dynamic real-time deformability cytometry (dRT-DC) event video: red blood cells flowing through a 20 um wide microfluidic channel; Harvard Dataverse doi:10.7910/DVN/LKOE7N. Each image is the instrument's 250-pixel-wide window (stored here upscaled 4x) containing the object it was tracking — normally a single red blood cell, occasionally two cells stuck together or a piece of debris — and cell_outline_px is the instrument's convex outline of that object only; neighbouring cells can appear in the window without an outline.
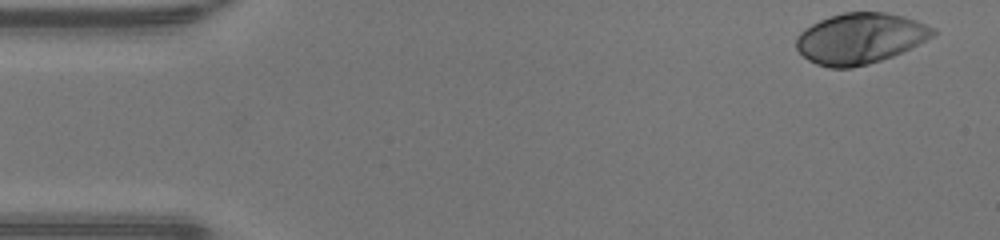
{"species": "human", "species_latin": "Homo sapiens", "temperature_condition": "warm", "stored_images_in_passage": 46, "camera_frame_rate_fps": 3000, "um_per_image_px": 0.085, "donor": {"sex": "male"}, "frame": {"image": 1, "passage_image": 1, "time_ms": 0.0, "image_size_px": [1000, 240], "cell_outline_px": [[936, 32], [932, 36], [892, 56], [868, 64], [852, 68], [828, 68], [816, 64], [808, 60], [796, 48], [796, 36], [800, 32], [812, 24], [820, 20], [844, 12], [884, 12], [904, 16], [916, 20], [936, 28]], "centroid_in_image_um": [73.08, 3.26], "position_along_channel_um": 11.9, "area_um2": 40.11}}
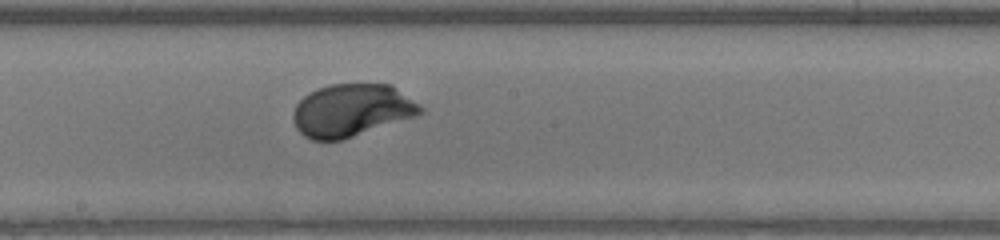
{"frame": {"image": 2, "passage_image": 24, "time_ms": 7.667, "image_size_px": [1000, 240], "cell_outline_px": [[424, 112], [416, 116], [340, 140], [312, 140], [304, 136], [296, 128], [292, 120], [292, 112], [296, 104], [308, 92], [332, 84], [392, 84], [420, 104], [424, 108]], "centroid_in_image_um": [29.88, 9.37], "position_along_channel_um": 218.3, "area_um2": 39.02}}
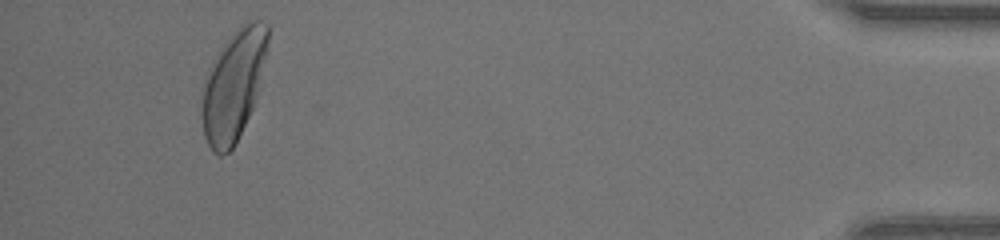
{"frame": {"image": 3, "passage_image": 43, "time_ms": 14.0, "image_size_px": [1000, 240], "cell_outline_px": [[268, 44], [256, 96], [252, 108], [232, 148], [228, 152], [220, 156], [212, 152], [204, 136], [200, 112], [200, 88], [208, 68], [220, 48], [236, 28], [248, 20], [260, 20], [268, 24]], "centroid_in_image_um": [19.78, 7.23], "position_along_channel_um": 415.4, "area_um2": 42.54}, "authors_computed_cell_mechanics": {"area_um2": 39.1017, "velocity_mm_per_s": 4.3125, "shape_relaxation_time_tau1_ms": 1.7837, "shape_relaxation_time_tau2_ms": null, "deformation_change_tau1": 0.169, "deformation_change_tau2": null}}